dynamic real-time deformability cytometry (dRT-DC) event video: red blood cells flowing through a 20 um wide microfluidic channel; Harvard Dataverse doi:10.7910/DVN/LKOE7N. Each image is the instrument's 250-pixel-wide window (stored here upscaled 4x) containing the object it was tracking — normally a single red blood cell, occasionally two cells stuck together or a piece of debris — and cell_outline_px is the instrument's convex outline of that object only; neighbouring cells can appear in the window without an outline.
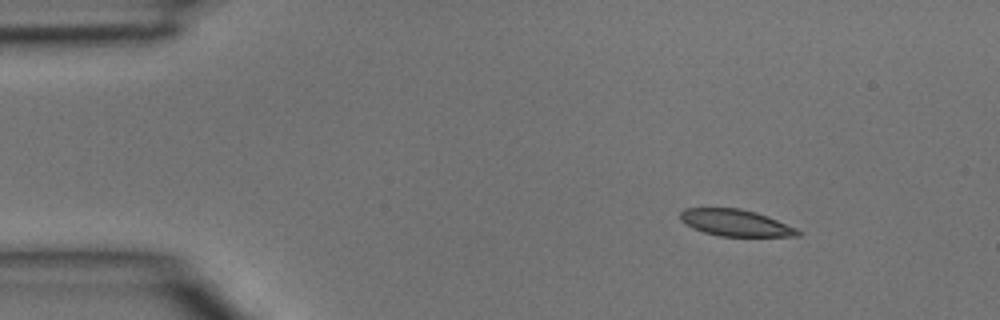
{"species": "common noctule bat (a hibernating species)", "species_latin": "Nyctalus noctula", "temperature_condition": "room temperature", "stored_images_in_passage": 3, "camera_frame_rate_fps": 3000, "um_per_image_px": 0.085, "animal": {"sex": "male", "body_mass_g": 15.6}, "frame": {"image": 1, "passage_image": 1, "time_ms": 0.0, "image_size_px": [1000, 320], "cell_outline_px": [[804, 232], [800, 236], [720, 236], [704, 232], [692, 228], [680, 220], [680, 212], [684, 208], [740, 208], [756, 212], [768, 216], [796, 228]], "centroid_in_image_um": [62.53, 18.94], "position_along_channel_um": 22.5, "area_um2": 18.32}}
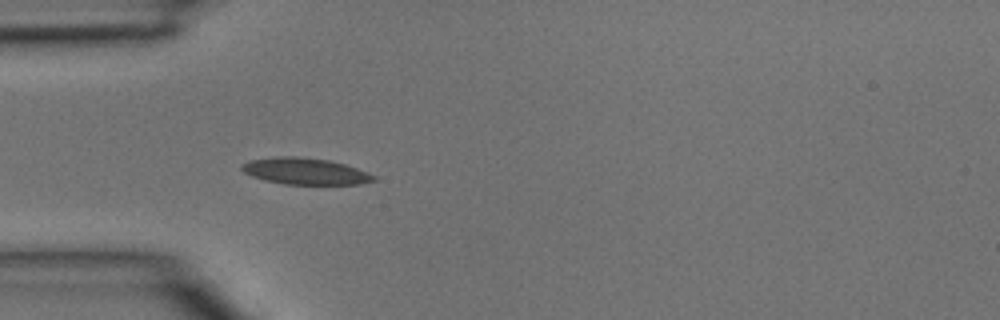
{"frame": {"image": 2, "passage_image": 3, "time_ms": 0.667, "image_size_px": [1000, 320], "cell_outline_px": [[376, 180], [360, 184], [284, 184], [264, 180], [252, 176], [244, 172], [240, 168], [240, 164], [248, 160], [276, 156], [296, 156], [328, 160], [344, 164], [368, 172], [376, 176]], "centroid_in_image_um": [25.9, 14.55], "position_along_channel_um": 59.1, "area_um2": 20.46}}